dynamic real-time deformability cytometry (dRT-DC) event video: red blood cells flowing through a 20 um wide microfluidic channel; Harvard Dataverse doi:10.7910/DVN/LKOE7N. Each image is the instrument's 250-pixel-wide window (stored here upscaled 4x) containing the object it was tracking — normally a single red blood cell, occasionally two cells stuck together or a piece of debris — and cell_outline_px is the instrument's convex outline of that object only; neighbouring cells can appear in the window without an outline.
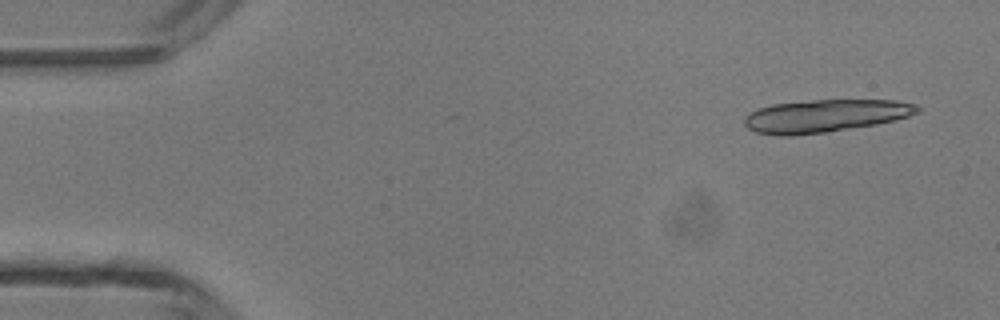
{"species": "common noctule bat (a hibernating species)", "species_latin": "Nyctalus noctula", "temperature_condition": "room temperature", "stored_images_in_passage": 14, "camera_frame_rate_fps": 3000, "um_per_image_px": 0.085, "animal": {"sex": "male", "body_mass_g": 13.3}, "frame": {"image": 1, "passage_image": 1, "time_ms": 0.0, "image_size_px": [1000, 320], "cell_outline_px": [[920, 108], [916, 112], [908, 116], [876, 124], [828, 132], [788, 136], [776, 136], [756, 132], [748, 128], [744, 124], [744, 116], [756, 108], [772, 104], [812, 100], [896, 100], [916, 104]], "centroid_in_image_um": [70.07, 9.85], "position_along_channel_um": 14.9, "area_um2": 33.0}}